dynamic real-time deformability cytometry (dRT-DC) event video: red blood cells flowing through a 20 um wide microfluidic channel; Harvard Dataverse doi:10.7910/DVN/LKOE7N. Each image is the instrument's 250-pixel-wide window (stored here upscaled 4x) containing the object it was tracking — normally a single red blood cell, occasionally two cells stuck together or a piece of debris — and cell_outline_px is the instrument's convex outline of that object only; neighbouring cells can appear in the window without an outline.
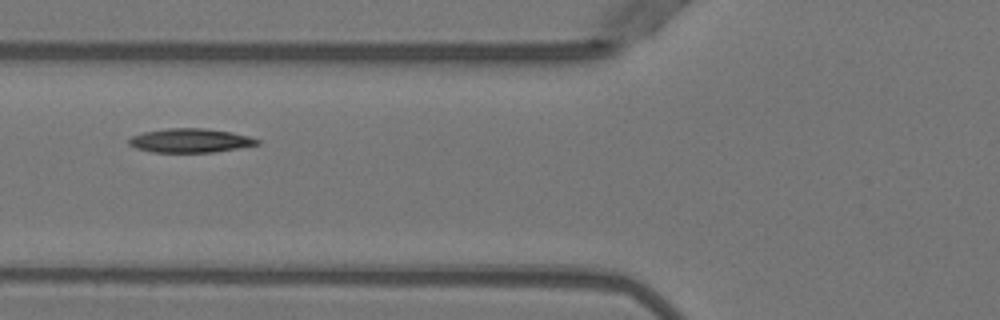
{"species": "Egyptian fruit bat (a non-hibernating species)", "species_latin": "Rousettus aegyptiacus", "temperature_condition": "warm", "stored_images_in_passage": 6, "camera_frame_rate_fps": 3000, "um_per_image_px": 0.085, "animal": {"sex": "female"}, "frame": {"image": 1, "passage_image": 6, "time_ms": 1.667, "image_size_px": [1000, 320], "cell_outline_px": [[260, 144], [240, 148], [212, 152], [152, 152], [136, 148], [128, 144], [128, 140], [132, 136], [144, 132], [168, 128], [204, 128], [232, 132], [248, 136], [260, 140]], "centroid_in_image_um": [16.18, 11.94], "position_along_channel_um": 109.6, "area_um2": 17.92}}